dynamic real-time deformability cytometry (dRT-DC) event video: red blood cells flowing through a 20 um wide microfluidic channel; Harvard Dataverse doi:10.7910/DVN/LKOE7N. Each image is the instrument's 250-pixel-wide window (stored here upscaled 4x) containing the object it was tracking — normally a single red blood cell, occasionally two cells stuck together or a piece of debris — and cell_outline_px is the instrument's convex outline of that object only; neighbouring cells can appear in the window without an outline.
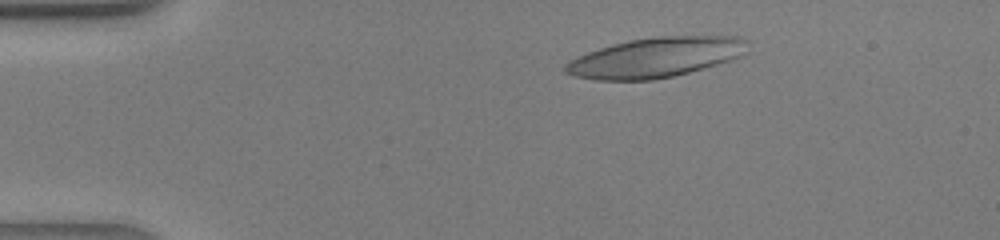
{"species": "human", "species_latin": "Homo sapiens", "temperature_condition": "warm", "stored_images_in_passage": 40, "camera_frame_rate_fps": 3000, "um_per_image_px": 0.085, "donor": {"sex": "male"}, "frame": {"image": 1, "passage_image": 6, "time_ms": 1.667, "image_size_px": [1000, 240], "cell_outline_px": [[748, 52], [732, 60], [676, 76], [652, 80], [596, 80], [572, 76], [564, 72], [564, 64], [568, 60], [588, 52], [612, 44], [628, 40], [656, 36], [740, 36], [748, 40]], "centroid_in_image_um": [55.75, 4.88], "position_along_channel_um": 29.3, "area_um2": 42.89}}
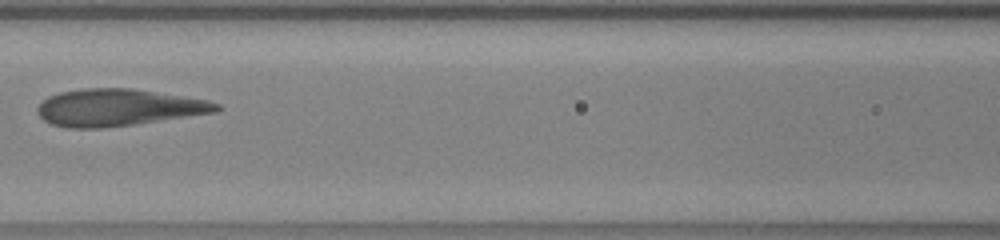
{"frame": {"image": 2, "passage_image": 18, "time_ms": 5.667, "image_size_px": [1000, 240], "cell_outline_px": [[220, 108], [216, 112], [104, 128], [68, 128], [52, 124], [44, 120], [36, 112], [36, 108], [48, 96], [60, 92], [84, 88], [132, 88], [208, 100], [220, 104]], "centroid_in_image_um": [10.02, 9.13], "position_along_channel_um": 156.6, "area_um2": 38.32}}
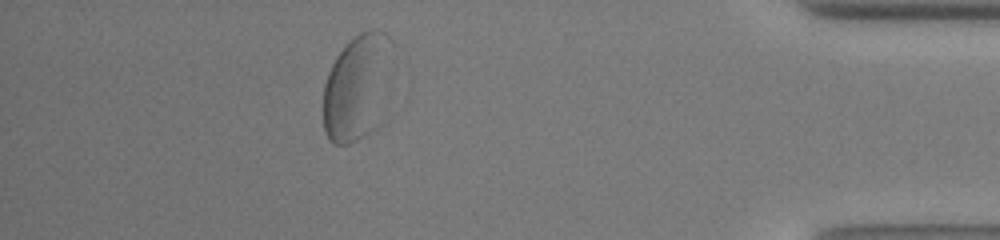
{"frame": {"image": 3, "passage_image": 36, "time_ms": 11.667, "image_size_px": [1000, 240], "cell_outline_px": [[388, 120], [384, 124], [372, 132], [348, 144], [332, 144], [328, 140], [324, 132], [324, 84], [328, 72], [336, 56], [360, 32], [368, 28], [372, 28]], "centroid_in_image_um": [30.11, 7.85], "position_along_channel_um": 405.1, "area_um2": 38.55}}